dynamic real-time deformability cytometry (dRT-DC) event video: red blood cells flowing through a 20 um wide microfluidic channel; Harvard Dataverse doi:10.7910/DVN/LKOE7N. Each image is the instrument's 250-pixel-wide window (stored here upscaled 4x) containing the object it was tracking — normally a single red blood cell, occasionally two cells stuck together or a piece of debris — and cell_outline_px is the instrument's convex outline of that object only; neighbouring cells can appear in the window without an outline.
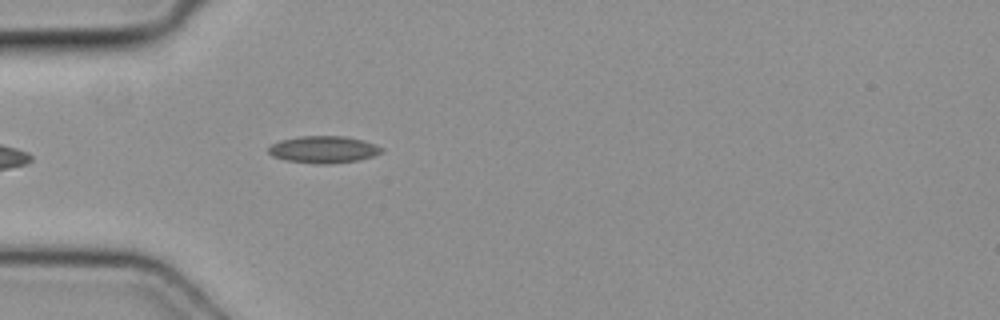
{"species": "common noctule bat (a hibernating species)", "species_latin": "Nyctalus noctula", "temperature_condition": "cold", "stored_images_in_passage": 4, "camera_frame_rate_fps": 3000, "um_per_image_px": 0.085, "animal": {"sex": "female", "body_mass_g": 19.3, "forearm_length_mm": 54.1}, "frame": {"image": 1, "passage_image": 4, "time_ms": 1.0, "image_size_px": [1000, 320], "cell_outline_px": [[384, 148], [380, 152], [372, 156], [356, 160], [328, 164], [320, 164], [288, 160], [272, 156], [268, 152], [268, 148], [272, 144], [280, 140], [300, 136], [344, 136], [360, 140]], "centroid_in_image_um": [27.45, 12.7], "position_along_channel_um": 57.6, "area_um2": 17.4}}